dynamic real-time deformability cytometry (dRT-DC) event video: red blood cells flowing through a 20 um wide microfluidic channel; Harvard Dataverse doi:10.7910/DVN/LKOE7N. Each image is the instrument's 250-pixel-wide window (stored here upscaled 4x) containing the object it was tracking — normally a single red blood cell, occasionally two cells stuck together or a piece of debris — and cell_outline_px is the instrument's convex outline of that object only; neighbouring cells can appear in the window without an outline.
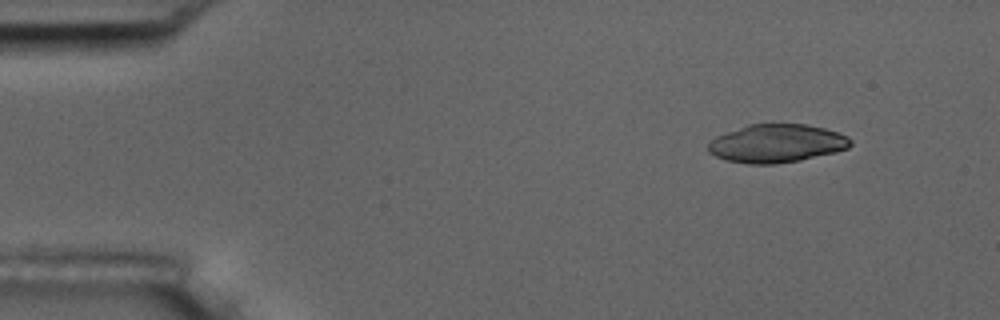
{"species": "common noctule bat (a hibernating species)", "species_latin": "Nyctalus noctula", "temperature_condition": "room temperature", "stored_images_in_passage": 6, "camera_frame_rate_fps": 3000, "um_per_image_px": 0.085, "animal": {"sex": "male", "body_mass_g": 17.5, "forearm_length_mm": 52.3}, "frame": {"image": 1, "passage_image": 2, "time_ms": 1.0, "image_size_px": [1000, 320], "cell_outline_px": [[852, 144], [848, 148], [836, 152], [800, 160], [776, 164], [748, 164], [728, 160], [716, 156], [708, 152], [708, 144], [716, 136], [748, 124], [808, 124], [824, 128], [848, 136], [852, 140]], "centroid_in_image_um": [66.03, 12.19], "position_along_channel_um": 19.0, "area_um2": 31.73}}